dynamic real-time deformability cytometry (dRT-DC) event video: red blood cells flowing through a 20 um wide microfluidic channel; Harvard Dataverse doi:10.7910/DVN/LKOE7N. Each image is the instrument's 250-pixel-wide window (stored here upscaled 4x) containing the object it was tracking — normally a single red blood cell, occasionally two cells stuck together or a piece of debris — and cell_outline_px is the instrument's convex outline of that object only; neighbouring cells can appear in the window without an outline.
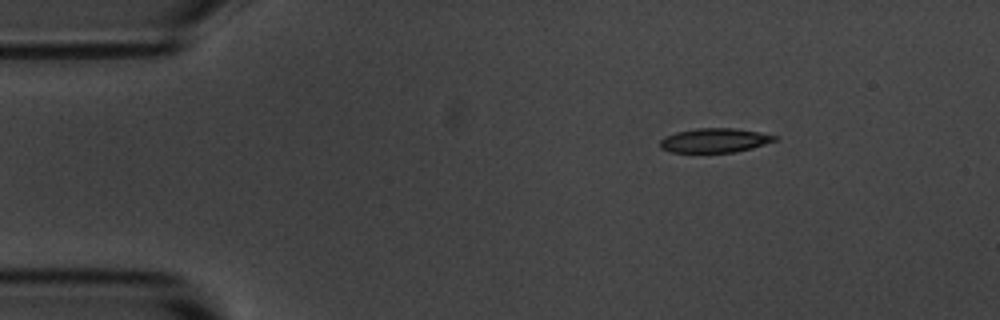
{"species": "common noctule bat (a hibernating species)", "species_latin": "Nyctalus noctula", "temperature_condition": "room temperature", "stored_images_in_passage": 4, "camera_frame_rate_fps": 3000, "um_per_image_px": 0.085, "animal": {"sex": "male", "body_mass_g": 20.1, "forearm_length_mm": 53.5}, "frame": {"image": 1, "passage_image": 1, "time_ms": 0.0, "image_size_px": [1000, 320], "cell_outline_px": [[776, 140], [752, 148], [736, 152], [672, 152], [660, 148], [660, 140], [664, 136], [676, 132], [696, 128], [732, 128], [760, 132], [776, 136]], "centroid_in_image_um": [60.71, 11.93], "position_along_channel_um": 24.3, "area_um2": 16.13}}
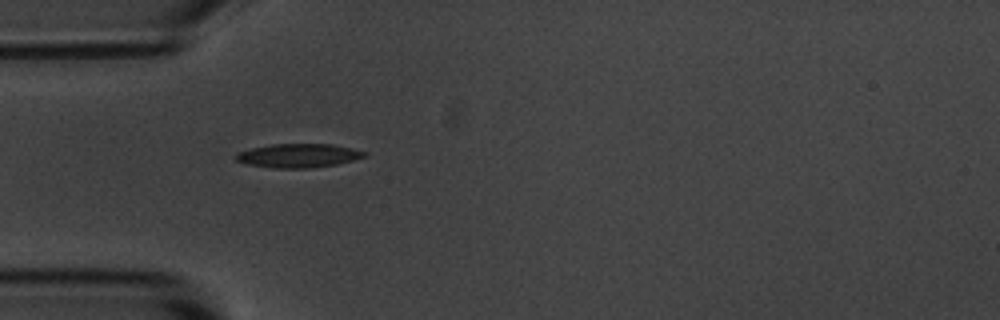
{"frame": {"image": 2, "passage_image": 3, "time_ms": 2.667, "image_size_px": [1000, 320], "cell_outline_px": [[368, 156], [336, 164], [312, 168], [276, 168], [248, 164], [236, 160], [236, 152], [252, 148], [272, 144], [332, 144], [352, 148], [364, 152]], "centroid_in_image_um": [25.36, 13.22], "position_along_channel_um": 59.6, "area_um2": 17.69}}